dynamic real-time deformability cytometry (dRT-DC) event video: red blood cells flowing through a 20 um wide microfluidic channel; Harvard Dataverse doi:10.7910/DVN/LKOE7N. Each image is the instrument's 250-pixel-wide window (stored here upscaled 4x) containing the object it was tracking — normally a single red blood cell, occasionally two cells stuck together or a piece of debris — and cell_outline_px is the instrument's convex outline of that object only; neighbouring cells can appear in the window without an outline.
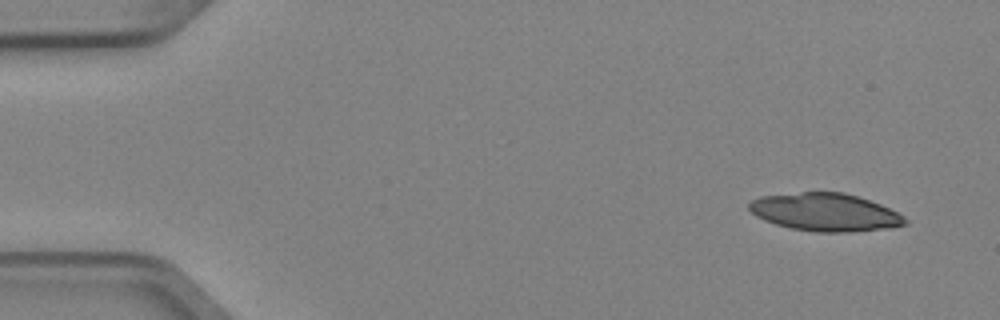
{"species": "Egyptian fruit bat (a non-hibernating species)", "species_latin": "Rousettus aegyptiacus", "temperature_condition": "cold", "stored_images_in_passage": 4, "camera_frame_rate_fps": 3000, "um_per_image_px": 0.085, "animal": {"sex": "female"}, "frame": {"image": 1, "passage_image": 1, "time_ms": 0.0, "image_size_px": [1000, 320], "cell_outline_px": [[908, 224], [892, 228], [848, 232], [816, 232], [792, 228], [776, 224], [764, 220], [756, 216], [748, 208], [748, 204], [752, 200], [760, 196], [800, 192], [844, 192], [880, 204], [904, 216], [908, 220]], "centroid_in_image_um": [70.15, 18.04], "position_along_channel_um": 14.8, "area_um2": 34.39}}